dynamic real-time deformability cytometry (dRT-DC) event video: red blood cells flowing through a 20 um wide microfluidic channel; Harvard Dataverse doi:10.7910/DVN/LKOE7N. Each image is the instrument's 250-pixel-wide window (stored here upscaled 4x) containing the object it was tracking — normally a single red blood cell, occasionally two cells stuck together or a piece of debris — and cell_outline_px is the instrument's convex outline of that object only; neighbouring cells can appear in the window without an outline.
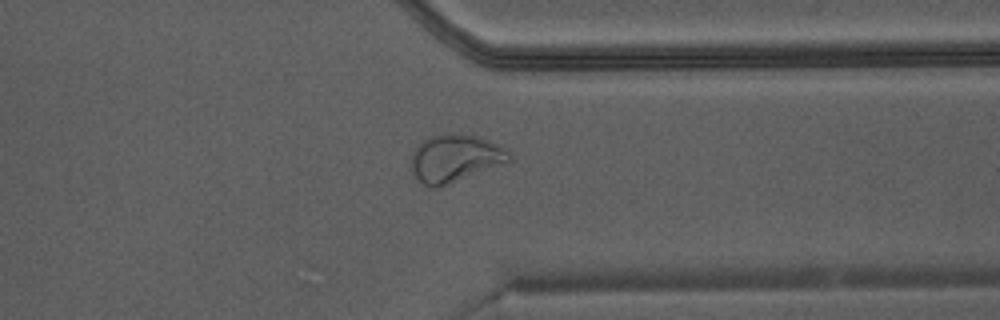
{"species": "Egyptian fruit bat (a non-hibernating species)", "species_latin": "Rousettus aegyptiacus", "temperature_condition": "warm", "stored_images_in_passage": 37, "camera_frame_rate_fps": 3000, "um_per_image_px": 0.085, "animal": {"sex": "male"}, "frame": {"image": 1, "passage_image": 27, "time_ms": 8.667, "image_size_px": [1000, 320], "cell_outline_px": [[512, 160], [436, 188], [432, 188], [424, 184], [412, 172], [412, 156], [416, 148], [424, 140], [432, 136], [444, 132], [480, 136], [504, 148], [512, 156]], "centroid_in_image_um": [38.68, 13.43], "position_along_channel_um": 372.7, "area_um2": 26.59}}